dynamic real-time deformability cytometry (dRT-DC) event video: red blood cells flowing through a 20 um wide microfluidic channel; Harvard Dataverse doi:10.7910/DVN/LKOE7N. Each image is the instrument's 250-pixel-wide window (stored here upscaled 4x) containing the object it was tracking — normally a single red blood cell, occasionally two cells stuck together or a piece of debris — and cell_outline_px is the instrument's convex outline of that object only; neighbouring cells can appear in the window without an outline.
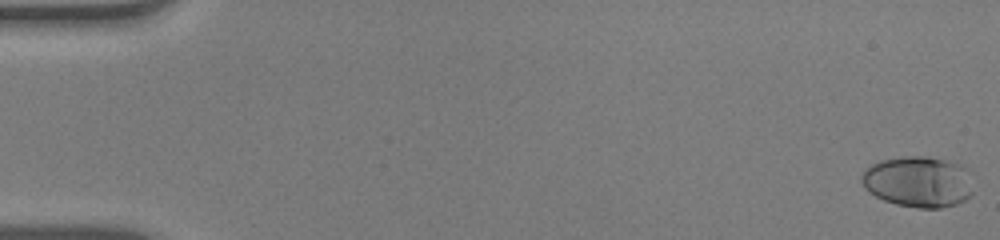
{"species": "human", "species_latin": "Homo sapiens", "temperature_condition": "warm", "stored_images_in_passage": 53, "camera_frame_rate_fps": 3000, "um_per_image_px": 0.085, "donor": {"sex": "male"}, "frame": {"image": 1, "passage_image": 1, "time_ms": 0.0, "image_size_px": [1000, 240], "cell_outline_px": [[972, 192], [964, 200], [956, 204], [940, 208], [916, 208], [896, 204], [884, 200], [876, 196], [864, 188], [860, 180], [860, 176], [872, 164], [880, 160], [900, 156], [924, 156], [944, 160], [956, 164], [964, 168]], "centroid_in_image_um": [77.97, 15.45], "position_along_channel_um": 7.0, "area_um2": 32.71}}
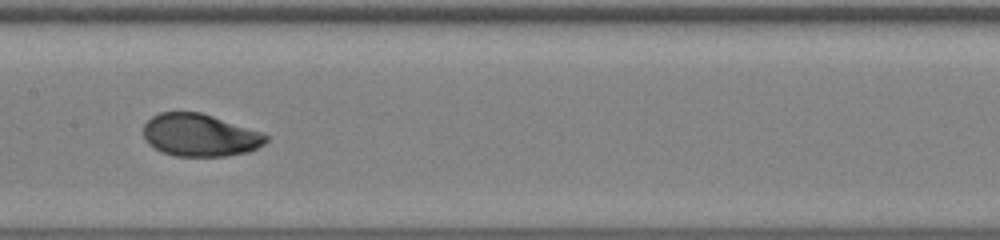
{"frame": {"image": 2, "passage_image": 28, "time_ms": 9.0, "image_size_px": [1000, 240], "cell_outline_px": [[268, 140], [264, 144], [248, 152], [224, 156], [176, 156], [160, 152], [148, 144], [144, 136], [144, 124], [152, 116], [160, 112], [200, 112], [264, 132], [268, 136]], "centroid_in_image_um": [17.0, 11.49], "position_along_channel_um": 190.4, "area_um2": 30.52}}
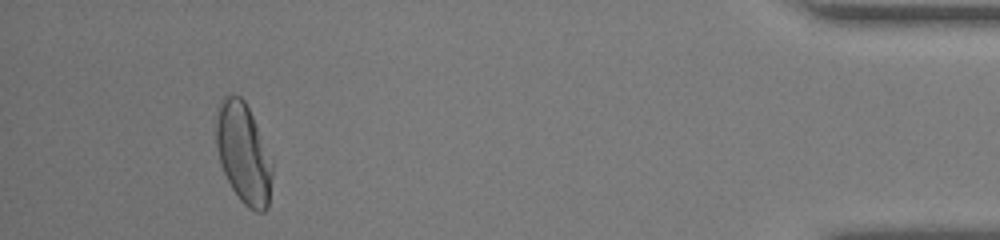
{"frame": {"image": 3, "passage_image": 50, "time_ms": 16.333, "image_size_px": [1000, 240], "cell_outline_px": [[272, 176], [268, 208], [264, 212], [256, 212], [248, 208], [240, 200], [232, 188], [220, 164], [216, 144], [216, 120], [220, 104], [224, 96], [240, 96], [244, 100], [252, 116], [272, 160]], "centroid_in_image_um": [20.7, 13.09], "position_along_channel_um": 414.5, "area_um2": 32.48}, "authors_computed_cell_mechanics": {"area_um2": 30.9808, "velocity_mm_per_s": 3.9232, "shape_relaxation_time_tau1_ms": 3.4984, "shape_relaxation_time_tau2_ms": null, "deformation_change_tau1": 0.1891, "deformation_change_tau2": null}}